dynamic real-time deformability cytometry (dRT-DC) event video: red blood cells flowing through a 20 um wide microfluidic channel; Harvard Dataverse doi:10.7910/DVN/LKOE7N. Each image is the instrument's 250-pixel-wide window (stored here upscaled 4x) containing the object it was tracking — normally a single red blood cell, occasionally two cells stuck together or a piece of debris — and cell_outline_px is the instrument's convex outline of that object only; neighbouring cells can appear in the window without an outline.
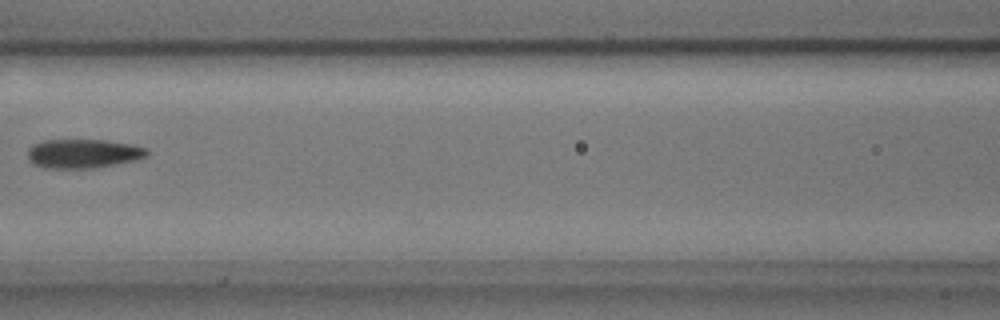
{"species": "common noctule bat (a hibernating species)", "species_latin": "Nyctalus noctula", "temperature_condition": "cold", "stored_images_in_passage": 8, "camera_frame_rate_fps": 3000, "um_per_image_px": 0.085, "animal": {"sex": "male", "body_mass_g": 17.9, "forearm_length_mm": 54.2}, "frame": {"image": 1, "passage_image": 7, "time_ms": 2.0, "image_size_px": [1000, 320], "cell_outline_px": [[148, 156], [136, 160], [88, 168], [44, 168], [32, 164], [28, 160], [28, 148], [32, 144], [44, 140], [108, 140], [136, 144], [148, 148]], "centroid_in_image_um": [7.07, 13.04], "position_along_channel_um": 159.5, "area_um2": 20.4}}
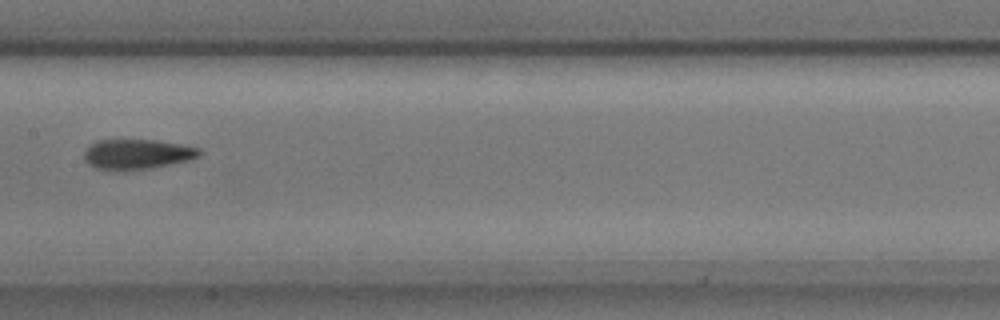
{"frame": {"image": 2, "passage_image": 8, "time_ms": 2.333, "image_size_px": [1000, 320], "cell_outline_px": [[204, 152], [200, 156], [192, 160], [148, 168], [120, 172], [108, 172], [96, 168], [88, 164], [84, 160], [84, 148], [88, 144], [96, 140], [156, 140], [180, 144], [200, 148]], "centroid_in_image_um": [11.61, 13.12], "position_along_channel_um": 195.8, "area_um2": 20.87}}